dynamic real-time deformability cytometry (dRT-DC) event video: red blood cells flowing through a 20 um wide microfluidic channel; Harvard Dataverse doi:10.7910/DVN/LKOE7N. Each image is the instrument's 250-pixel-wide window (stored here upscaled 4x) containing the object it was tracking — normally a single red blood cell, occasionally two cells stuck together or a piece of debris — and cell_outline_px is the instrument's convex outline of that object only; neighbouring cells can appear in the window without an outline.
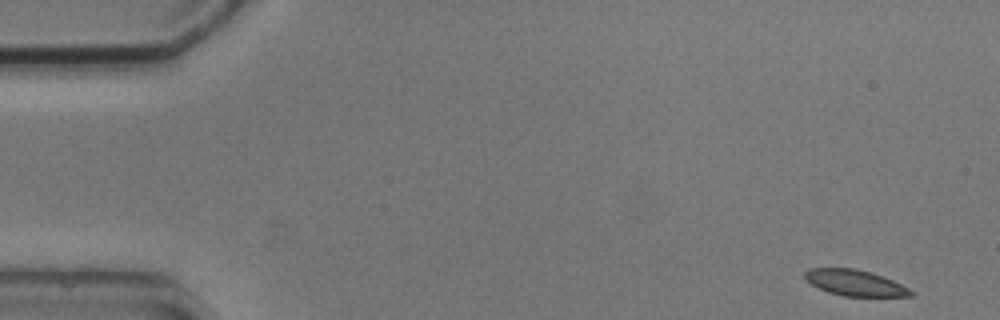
{"species": "common noctule bat (a hibernating species)", "species_latin": "Nyctalus noctula", "temperature_condition": "cold", "stored_images_in_passage": 4, "camera_frame_rate_fps": 3000, "um_per_image_px": 0.085, "animal": {"sex": "male", "body_mass_g": 20.5, "forearm_length_mm": 52.5}, "frame": {"image": 1, "passage_image": 1, "time_ms": 0.0, "image_size_px": [1000, 320], "cell_outline_px": [[916, 296], [844, 296], [828, 292], [812, 284], [804, 276], [804, 272], [808, 268], [856, 268], [872, 272], [892, 280], [916, 292]], "centroid_in_image_um": [72.7, 24.03], "position_along_channel_um": 12.3, "area_um2": 16.01}}
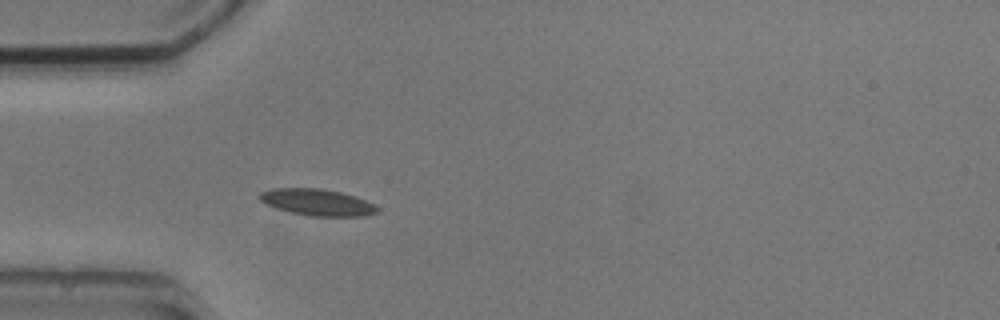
{"frame": {"image": 2, "passage_image": 4, "time_ms": 4.333, "image_size_px": [1000, 320], "cell_outline_px": [[380, 208], [376, 212], [364, 216], [308, 216], [276, 208], [260, 200], [260, 192], [272, 188], [320, 188], [340, 192], [356, 196], [376, 204]], "centroid_in_image_um": [27.01, 17.19], "position_along_channel_um": 58.0, "area_um2": 18.21}}